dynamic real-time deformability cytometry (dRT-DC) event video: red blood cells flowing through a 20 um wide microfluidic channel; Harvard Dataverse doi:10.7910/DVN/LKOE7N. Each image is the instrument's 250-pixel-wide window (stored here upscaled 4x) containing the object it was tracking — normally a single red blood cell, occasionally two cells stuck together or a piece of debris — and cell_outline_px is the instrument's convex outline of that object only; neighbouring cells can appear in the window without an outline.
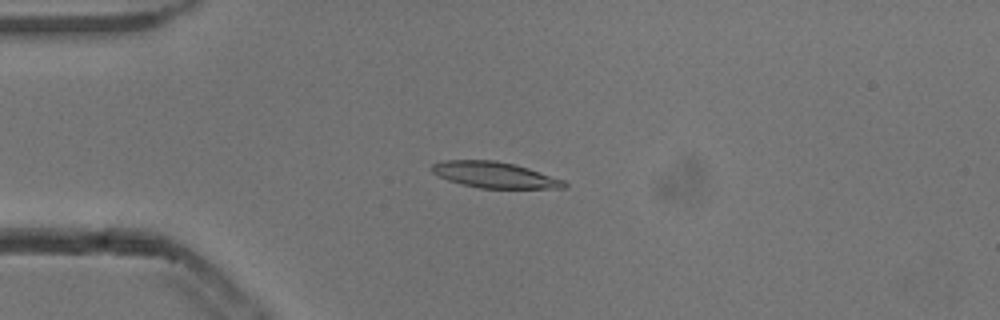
{"species": "common noctule bat (a hibernating species)", "species_latin": "Nyctalus noctula", "temperature_condition": "cold", "stored_images_in_passage": 45, "camera_frame_rate_fps": 3000, "um_per_image_px": 0.085, "animal": {"sex": "male", "body_mass_g": 13.3}, "frame": {"image": 1, "passage_image": 5, "time_ms": 1.333, "image_size_px": [1000, 320], "cell_outline_px": [[568, 188], [480, 188], [460, 184], [448, 180], [432, 172], [432, 164], [444, 160], [492, 160], [512, 164], [528, 168], [564, 180], [568, 184]], "centroid_in_image_um": [42.05, 14.87], "position_along_channel_um": 43.0, "area_um2": 19.88}}
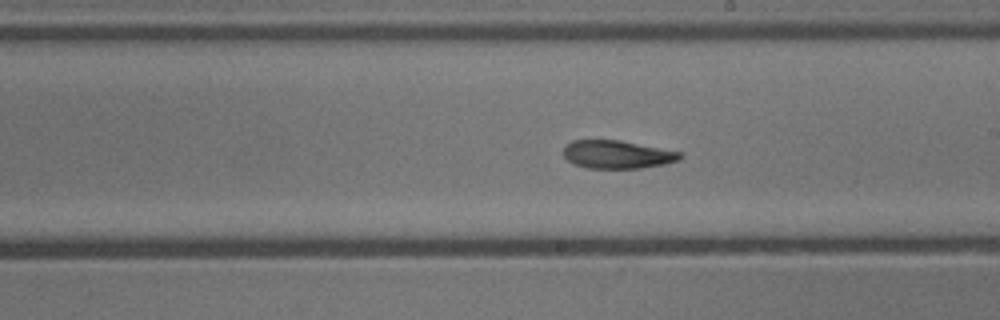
{"frame": {"image": 2, "passage_image": 22, "time_ms": 7.0, "image_size_px": [1000, 320], "cell_outline_px": [[684, 156], [680, 160], [664, 164], [640, 168], [588, 168], [576, 164], [568, 160], [564, 156], [564, 148], [572, 140], [620, 140], [680, 152]], "centroid_in_image_um": [52.49, 13.13], "position_along_channel_um": 236.5, "area_um2": 18.9}}
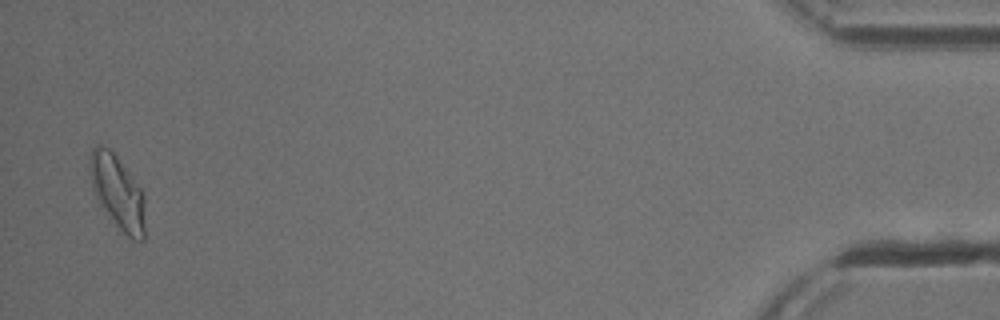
{"frame": {"image": 3, "passage_image": 44, "time_ms": 14.333, "image_size_px": [1000, 320], "cell_outline_px": [[144, 240], [132, 240], [116, 224], [100, 204], [92, 188], [92, 148], [96, 144], [100, 144], [108, 148], [116, 156], [144, 192]], "centroid_in_image_um": [10.04, 16.35], "position_along_channel_um": 425.2, "area_um2": 22.89}, "authors_computed_cell_mechanics": {"area_um2": 20.23, "velocity_mm_per_s": 3.815, "shape_relaxation_time_tau1_ms": 4.2315, "shape_relaxation_time_tau2_ms": 4.4457, "deformation_change_tau1": 0.1511, "deformation_change_tau2": 0.0953}}